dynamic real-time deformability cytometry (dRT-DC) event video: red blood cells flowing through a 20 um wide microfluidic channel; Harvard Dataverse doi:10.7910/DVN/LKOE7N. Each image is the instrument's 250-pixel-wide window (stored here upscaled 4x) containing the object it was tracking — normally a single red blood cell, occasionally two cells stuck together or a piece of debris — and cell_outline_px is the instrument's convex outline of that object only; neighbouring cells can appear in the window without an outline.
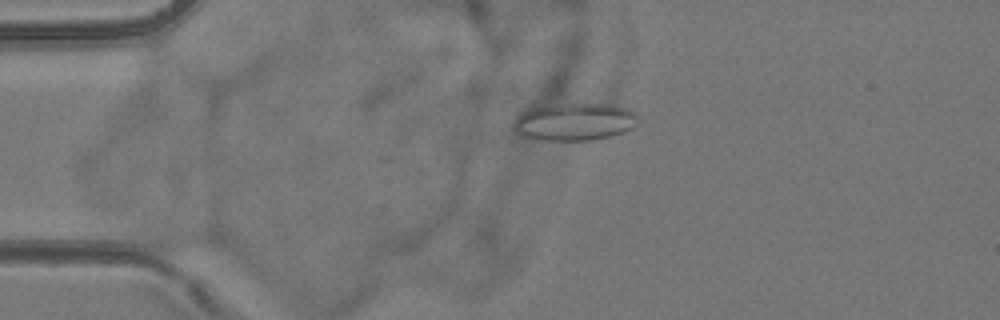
{"species": "common noctule bat (a hibernating species)", "species_latin": "Nyctalus noctula", "temperature_condition": "room temperature", "stored_images_in_passage": 4, "camera_frame_rate_fps": 3000, "um_per_image_px": 0.085, "animal": {"sex": "female", "body_mass_g": 24.6, "forearm_length_mm": 56.2}, "frame": {"image": 1, "passage_image": 3, "time_ms": 3.0, "image_size_px": [1000, 320], "cell_outline_px": [[640, 120], [632, 128], [624, 132], [592, 140], [536, 140], [520, 132], [516, 128], [516, 112], [528, 104], [576, 100], [608, 104], [628, 108], [636, 112], [640, 116]], "centroid_in_image_um": [48.8, 10.24], "position_along_channel_um": 36.2, "area_um2": 28.96}}